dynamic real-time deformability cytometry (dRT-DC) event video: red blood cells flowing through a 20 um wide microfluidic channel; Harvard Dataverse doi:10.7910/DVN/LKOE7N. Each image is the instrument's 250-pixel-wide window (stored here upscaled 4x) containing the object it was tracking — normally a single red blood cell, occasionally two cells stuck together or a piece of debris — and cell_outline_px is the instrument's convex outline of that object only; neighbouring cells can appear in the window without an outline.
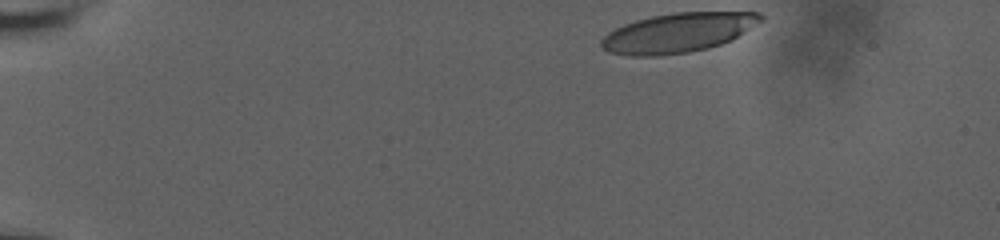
{"species": "human", "species_latin": "Homo sapiens", "temperature_condition": "room temperature", "stored_images_in_passage": 3, "camera_frame_rate_fps": 3000, "um_per_image_px": 0.085, "donor": {"sex": "male"}, "frame": {"image": 1, "passage_image": 1, "time_ms": 0.0, "image_size_px": [1000, 240], "cell_outline_px": [[764, 20], [732, 40], [708, 48], [688, 52], [660, 56], [628, 56], [608, 52], [600, 48], [600, 40], [608, 32], [624, 24], [636, 20], [652, 16], [676, 12], [760, 12], [764, 16]], "centroid_in_image_um": [57.62, 2.79], "position_along_channel_um": 27.4, "area_um2": 36.93}}